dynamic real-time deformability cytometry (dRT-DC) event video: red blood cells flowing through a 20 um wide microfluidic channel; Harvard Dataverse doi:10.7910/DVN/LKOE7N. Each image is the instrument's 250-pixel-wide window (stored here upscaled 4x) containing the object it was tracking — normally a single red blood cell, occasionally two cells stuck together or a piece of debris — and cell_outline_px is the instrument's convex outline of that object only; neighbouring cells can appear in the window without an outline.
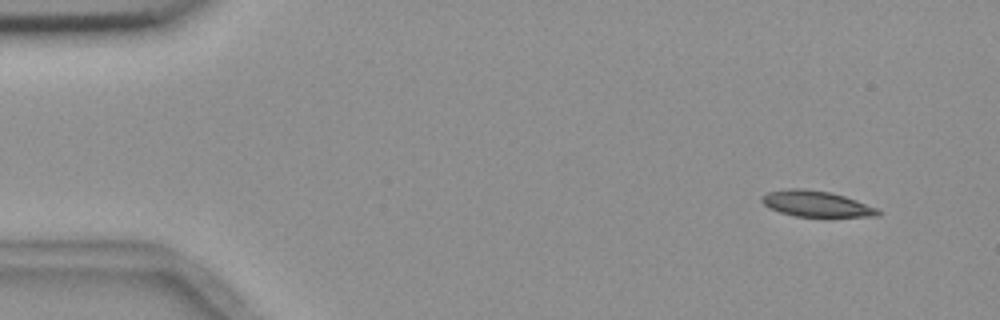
{"species": "common noctule bat (a hibernating species)", "species_latin": "Nyctalus noctula", "temperature_condition": "room temperature", "stored_images_in_passage": 4, "camera_frame_rate_fps": 3000, "um_per_image_px": 0.085, "animal": {"sex": "female", "body_mass_g": 18.4}, "frame": {"image": 1, "passage_image": 1, "time_ms": 0.0, "image_size_px": [1000, 320], "cell_outline_px": [[880, 216], [796, 216], [780, 212], [768, 208], [760, 200], [760, 196], [768, 192], [788, 188], [804, 188], [828, 192], [844, 196], [856, 200], [876, 208], [880, 212]], "centroid_in_image_um": [69.31, 17.31], "position_along_channel_um": 15.7, "area_um2": 17.34}}
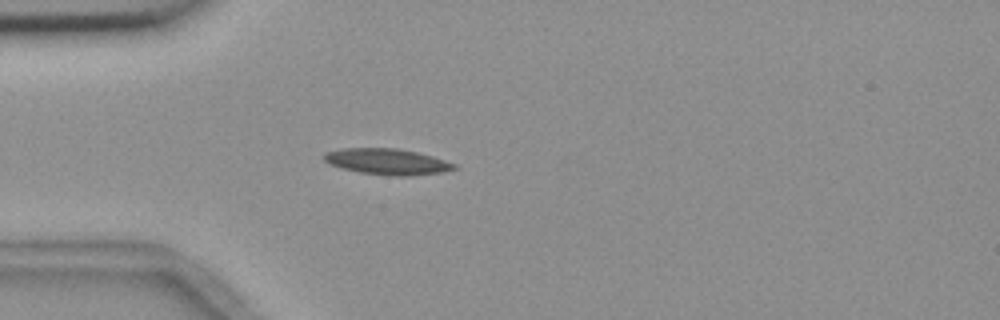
{"frame": {"image": 2, "passage_image": 4, "time_ms": 3.667, "image_size_px": [1000, 320], "cell_outline_px": [[456, 168], [440, 172], [404, 176], [400, 176], [360, 172], [340, 168], [324, 160], [324, 152], [344, 148], [400, 148], [432, 156], [456, 164]], "centroid_in_image_um": [32.88, 13.72], "position_along_channel_um": 52.1, "area_um2": 19.36}}